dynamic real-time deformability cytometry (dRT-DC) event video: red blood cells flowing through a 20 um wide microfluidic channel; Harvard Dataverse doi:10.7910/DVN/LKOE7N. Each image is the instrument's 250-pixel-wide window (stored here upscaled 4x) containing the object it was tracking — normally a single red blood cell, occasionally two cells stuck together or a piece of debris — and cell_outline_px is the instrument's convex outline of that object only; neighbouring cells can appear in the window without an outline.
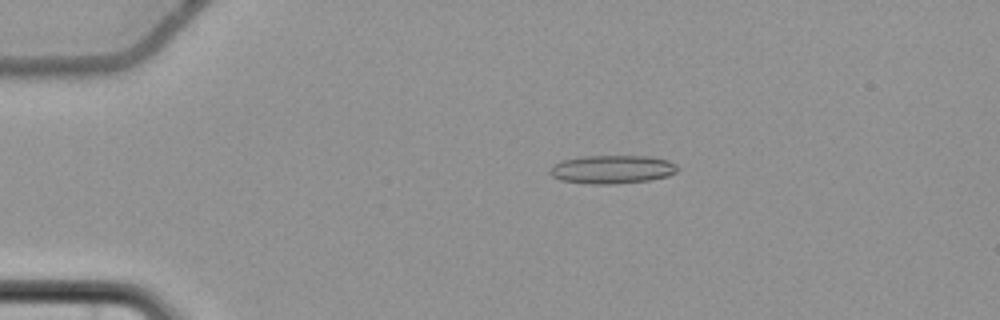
{"species": "common noctule bat (a hibernating species)", "species_latin": "Nyctalus noctula", "temperature_condition": "cold", "stored_images_in_passage": 58, "camera_frame_rate_fps": 3000, "um_per_image_px": 0.085, "animal": {"sex": "female", "body_mass_g": 22.7, "forearm_length_mm": 54.2}, "frame": {"image": 1, "passage_image": 13, "time_ms": 4.0, "image_size_px": [1000, 320], "cell_outline_px": [[680, 168], [676, 172], [668, 176], [648, 180], [612, 184], [588, 184], [560, 180], [552, 176], [548, 172], [552, 164], [560, 160], [584, 156], [648, 156], [668, 160], [676, 164]], "centroid_in_image_um": [52.0, 14.39], "position_along_channel_um": 33.0, "area_um2": 21.33}}
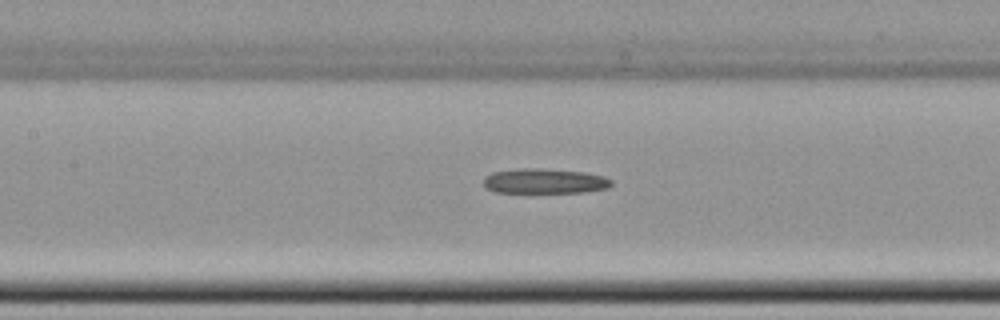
{"frame": {"image": 2, "passage_image": 28, "time_ms": 9.0, "image_size_px": [1000, 320], "cell_outline_px": [[612, 184], [608, 188], [584, 192], [496, 192], [484, 188], [484, 176], [492, 172], [516, 168], [540, 168], [584, 172], [604, 176], [612, 180]], "centroid_in_image_um": [46.26, 15.38], "position_along_channel_um": 161.1, "area_um2": 18.73}}
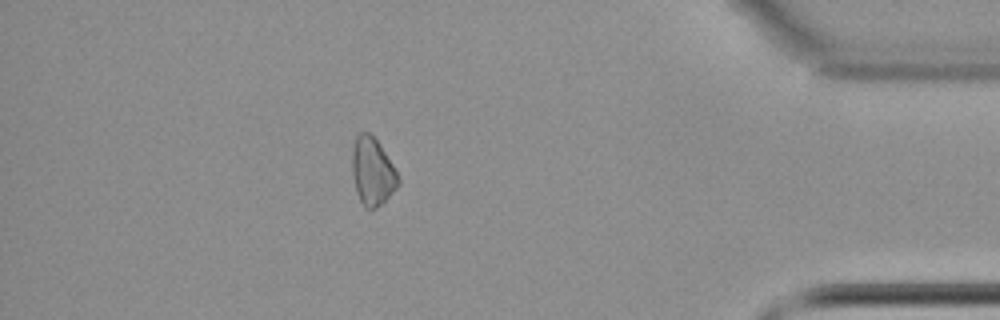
{"frame": {"image": 3, "passage_image": 51, "time_ms": 16.667, "image_size_px": [1000, 320], "cell_outline_px": [[400, 184], [376, 208], [368, 208], [360, 200], [356, 192], [352, 176], [352, 148], [356, 136], [360, 132], [368, 132], [380, 144], [396, 168], [400, 180]], "centroid_in_image_um": [31.66, 14.54], "position_along_channel_um": 403.5, "area_um2": 18.15}, "authors_computed_cell_mechanics": {"area_um2": 19.7676, "velocity_mm_per_s": 3.6956, "shape_relaxation_time_tau1_ms": 6.5643, "shape_relaxation_time_tau2_ms": null, "deformation_change_tau1": 0.0884, "deformation_change_tau2": null}}